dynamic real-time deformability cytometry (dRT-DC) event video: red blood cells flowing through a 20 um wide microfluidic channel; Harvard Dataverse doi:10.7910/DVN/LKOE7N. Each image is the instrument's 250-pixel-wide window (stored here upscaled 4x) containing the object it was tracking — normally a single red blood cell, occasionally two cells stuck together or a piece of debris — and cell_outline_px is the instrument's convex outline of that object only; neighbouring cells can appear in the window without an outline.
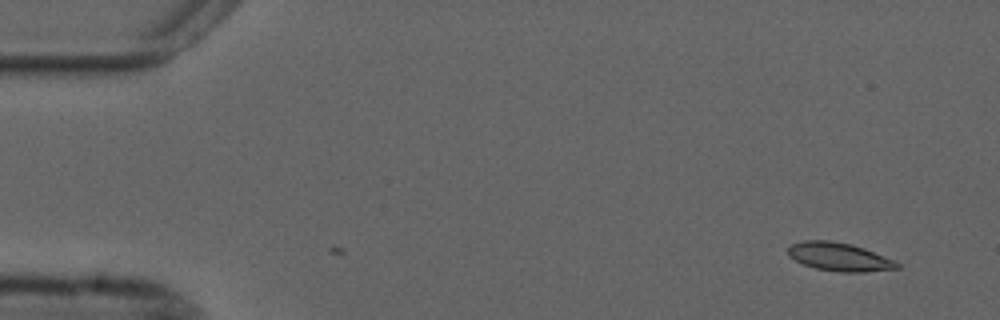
{"species": "common noctule bat (a hibernating species)", "species_latin": "Nyctalus noctula", "temperature_condition": "cold", "stored_images_in_passage": 2, "camera_frame_rate_fps": 3000, "um_per_image_px": 0.085, "animal": {"sex": "male", "forearm_length_mm": 52.5}, "frame": {"image": 1, "passage_image": 2, "time_ms": 0.333, "image_size_px": [1000, 320], "cell_outline_px": [[900, 268], [864, 272], [840, 272], [816, 268], [804, 264], [788, 256], [788, 248], [792, 244], [804, 240], [828, 240], [848, 244], [864, 248], [892, 260], [900, 264]], "centroid_in_image_um": [71.31, 21.83], "position_along_channel_um": 13.7, "area_um2": 17.69}}